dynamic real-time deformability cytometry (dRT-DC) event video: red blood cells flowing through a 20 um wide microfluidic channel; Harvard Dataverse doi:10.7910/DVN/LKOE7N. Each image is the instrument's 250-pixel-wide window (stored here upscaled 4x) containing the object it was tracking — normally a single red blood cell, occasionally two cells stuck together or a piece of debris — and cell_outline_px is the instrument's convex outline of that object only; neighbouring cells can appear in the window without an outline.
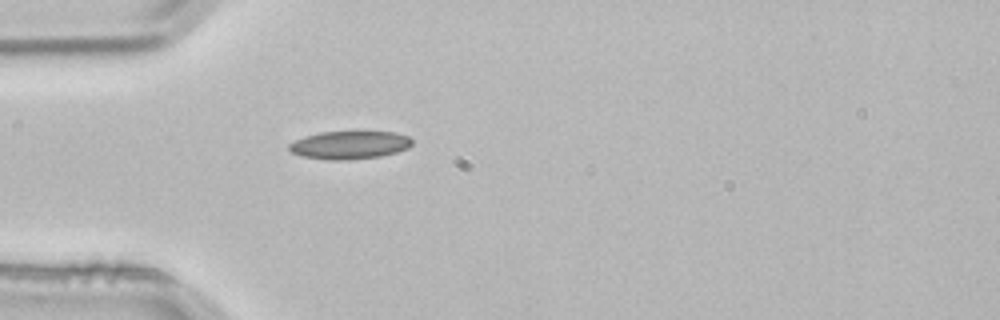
{"species": "common noctule bat (a hibernating species)", "species_latin": "Nyctalus noctula", "temperature_condition": "room temperature", "stored_images_in_passage": 1, "camera_frame_rate_fps": 3000, "um_per_image_px": 0.085, "animal": {"sex": "male", "body_mass_g": 21.5, "forearm_length_mm": 52.0}, "frame": {"image": 1, "passage_image": 1, "time_ms": 0.0, "image_size_px": [1000, 320], "cell_outline_px": [[412, 144], [408, 148], [396, 152], [380, 156], [344, 160], [328, 160], [300, 156], [292, 152], [288, 148], [288, 144], [304, 136], [320, 132], [396, 132], [408, 136], [412, 140]], "centroid_in_image_um": [29.7, 12.32], "position_along_channel_um": 55.3, "area_um2": 20.06}}